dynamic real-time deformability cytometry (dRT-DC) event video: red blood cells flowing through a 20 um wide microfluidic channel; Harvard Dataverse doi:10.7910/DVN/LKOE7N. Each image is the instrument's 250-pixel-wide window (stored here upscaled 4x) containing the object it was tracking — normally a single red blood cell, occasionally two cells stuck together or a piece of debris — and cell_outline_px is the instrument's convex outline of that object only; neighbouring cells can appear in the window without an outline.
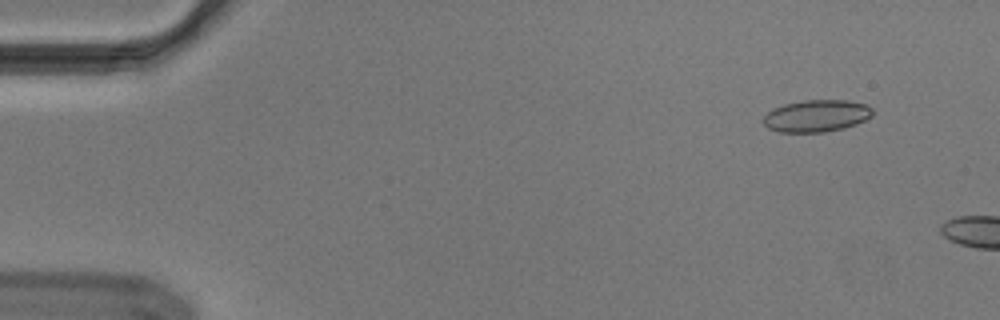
{"species": "Egyptian fruit bat (a non-hibernating species)", "species_latin": "Rousettus aegyptiacus", "temperature_condition": "cold", "stored_images_in_passage": 4, "camera_frame_rate_fps": 3000, "um_per_image_px": 0.085, "animal": {"sex": "male"}, "frame": {"image": 1, "passage_image": 1, "time_ms": 0.0, "image_size_px": [1000, 320], "cell_outline_px": [[872, 116], [856, 124], [844, 128], [824, 132], [780, 132], [768, 128], [764, 124], [764, 116], [772, 108], [784, 104], [804, 100], [848, 100], [868, 104], [872, 108]], "centroid_in_image_um": [69.41, 9.84], "position_along_channel_um": 15.6, "area_um2": 20.46}}